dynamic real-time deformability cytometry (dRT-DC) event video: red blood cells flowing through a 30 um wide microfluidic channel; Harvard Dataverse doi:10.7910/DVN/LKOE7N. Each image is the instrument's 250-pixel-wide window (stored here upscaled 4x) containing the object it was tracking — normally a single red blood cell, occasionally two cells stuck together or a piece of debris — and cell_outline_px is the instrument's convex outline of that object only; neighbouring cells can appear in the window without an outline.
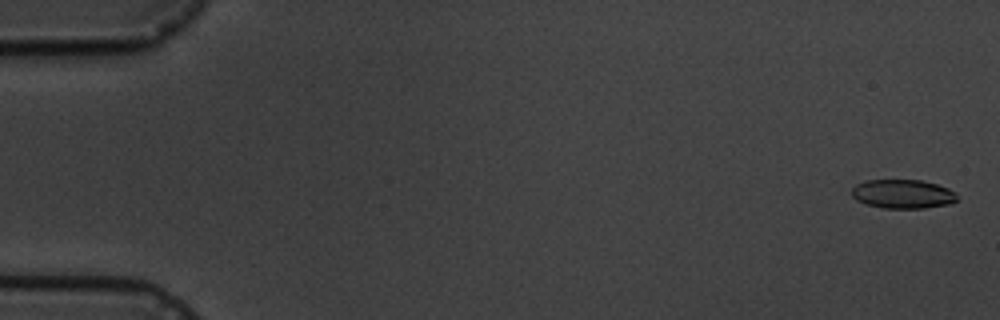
{"species": "common noctule bat (a hibernating species)", "species_latin": "Nyctalus noctula", "temperature_condition": "cold", "stored_images_in_passage": 7, "camera_frame_rate_fps": 3000, "um_per_image_px": 0.085, "animal": {"sex": "male", "body_mass_g": 19.5, "forearm_length_mm": 54.6}, "frame": {"image": 1, "passage_image": 1, "time_ms": 0.0, "image_size_px": [1000, 320], "cell_outline_px": [[956, 200], [952, 204], [924, 208], [880, 208], [856, 200], [852, 196], [852, 188], [856, 184], [868, 180], [920, 180], [936, 184], [948, 188], [956, 192]], "centroid_in_image_um": [76.74, 16.49], "position_along_channel_um": 8.3, "area_um2": 17.8}}
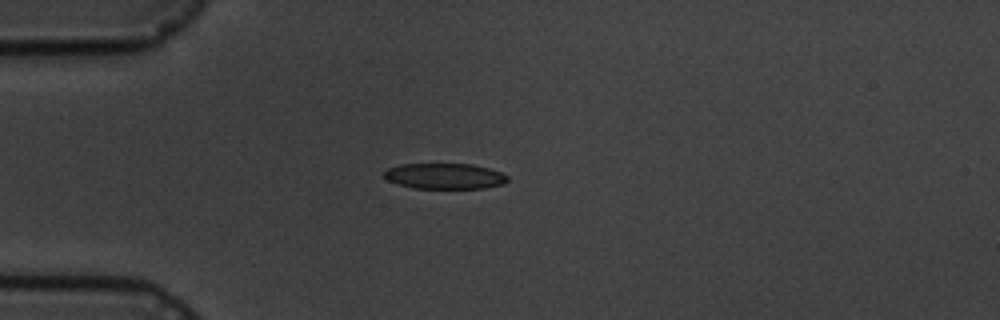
{"frame": {"image": 2, "passage_image": 5, "time_ms": 4.667, "image_size_px": [1000, 320], "cell_outline_px": [[508, 180], [504, 184], [484, 188], [412, 188], [396, 184], [388, 180], [384, 176], [384, 172], [388, 168], [400, 164], [472, 164], [488, 168], [500, 172], [508, 176]], "centroid_in_image_um": [37.79, 14.97], "position_along_channel_um": 47.2, "area_um2": 18.5}}
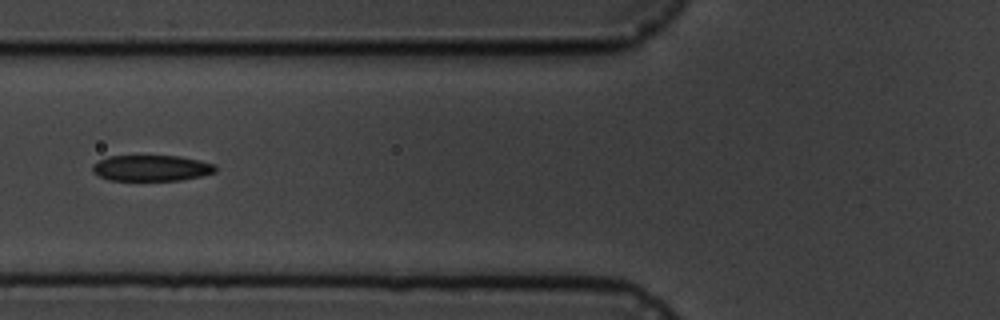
{"frame": {"image": 3, "passage_image": 7, "time_ms": 7.0, "image_size_px": [1000, 320], "cell_outline_px": [[216, 172], [200, 176], [180, 180], [108, 180], [92, 172], [92, 164], [108, 156], [180, 156], [200, 160], [216, 164]], "centroid_in_image_um": [12.88, 14.28], "position_along_channel_um": 112.9, "area_um2": 18.61}}